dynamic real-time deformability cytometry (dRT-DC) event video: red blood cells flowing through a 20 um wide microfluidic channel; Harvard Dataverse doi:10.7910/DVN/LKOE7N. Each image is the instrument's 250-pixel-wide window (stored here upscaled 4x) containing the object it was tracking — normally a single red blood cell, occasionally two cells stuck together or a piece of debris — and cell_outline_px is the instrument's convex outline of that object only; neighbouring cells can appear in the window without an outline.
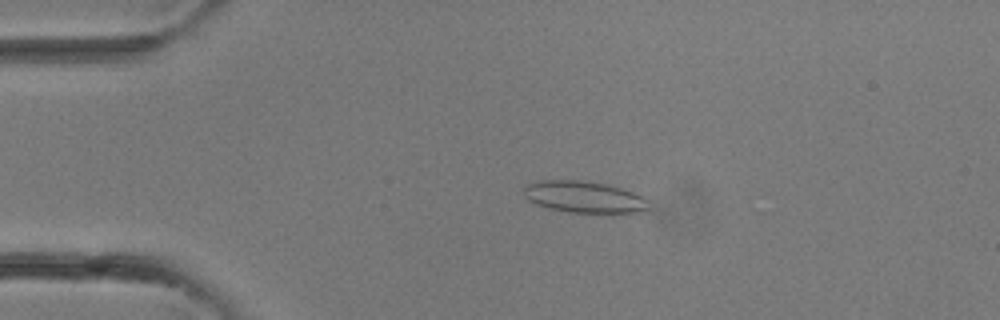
{"species": "common noctule bat (a hibernating species)", "species_latin": "Nyctalus noctula", "temperature_condition": "room temperature", "stored_images_in_passage": 14, "camera_frame_rate_fps": 3000, "um_per_image_px": 0.085, "animal": {"sex": "female"}, "frame": {"image": 1, "passage_image": 7, "time_ms": 2.0, "image_size_px": [1000, 320], "cell_outline_px": [[648, 208], [636, 212], [612, 216], [568, 212], [548, 208], [536, 204], [528, 200], [524, 196], [524, 184], [540, 180], [580, 180], [604, 184], [620, 188], [632, 192], [648, 200]], "centroid_in_image_um": [49.64, 16.79], "position_along_channel_um": 35.4, "area_um2": 23.7}}
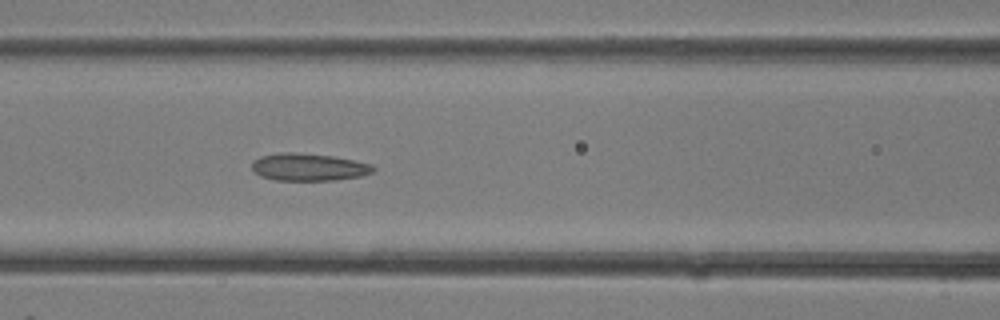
{"frame": {"image": 2, "passage_image": 14, "time_ms": 4.333, "image_size_px": [1000, 320], "cell_outline_px": [[376, 168], [372, 172], [360, 176], [336, 180], [276, 180], [260, 176], [252, 168], [252, 164], [260, 156], [280, 152], [292, 152], [332, 156], [372, 164]], "centroid_in_image_um": [26.24, 14.2], "position_along_channel_um": 140.4, "area_um2": 19.19}}